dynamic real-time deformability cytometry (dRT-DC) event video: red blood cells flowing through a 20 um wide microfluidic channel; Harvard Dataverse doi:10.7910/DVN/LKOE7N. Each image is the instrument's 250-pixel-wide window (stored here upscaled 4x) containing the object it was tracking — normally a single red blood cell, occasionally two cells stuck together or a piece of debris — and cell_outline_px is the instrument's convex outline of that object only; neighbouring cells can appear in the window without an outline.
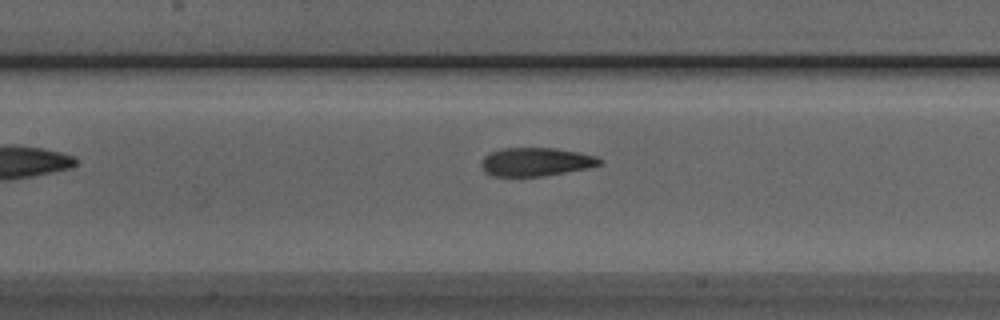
{"species": "Egyptian fruit bat (a non-hibernating species)", "species_latin": "Rousettus aegyptiacus", "temperature_condition": "room temperature", "stored_images_in_passage": 21, "camera_frame_rate_fps": 3000, "um_per_image_px": 0.085, "animal": {"sex": "male"}, "frame": {"image": 1, "passage_image": 8, "time_ms": 2.333, "image_size_px": [1000, 320], "cell_outline_px": [[604, 164], [588, 168], [544, 176], [492, 176], [484, 172], [480, 164], [480, 160], [484, 156], [492, 152], [504, 148], [556, 148], [580, 152], [596, 156], [604, 160]], "centroid_in_image_um": [45.58, 13.76], "position_along_channel_um": 161.8, "area_um2": 19.88}}
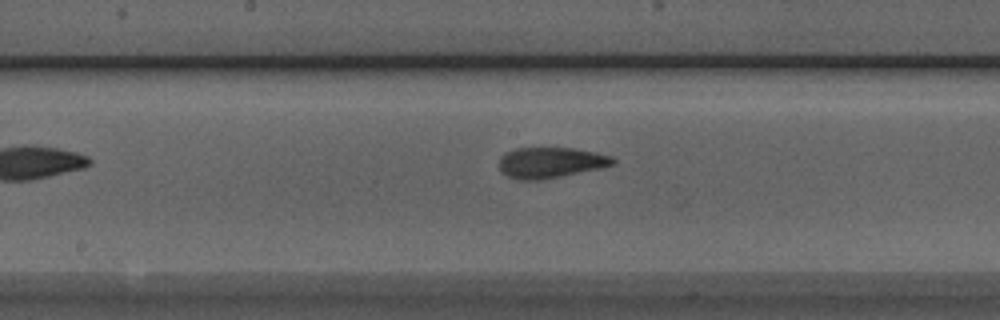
{"frame": {"image": 2, "passage_image": 11, "time_ms": 3.333, "image_size_px": [1000, 320], "cell_outline_px": [[616, 164], [600, 168], [540, 180], [520, 180], [508, 176], [500, 172], [500, 156], [504, 152], [516, 148], [572, 148], [596, 152], [612, 156], [616, 160]], "centroid_in_image_um": [46.79, 13.81], "position_along_channel_um": 201.4, "area_um2": 20.4}}
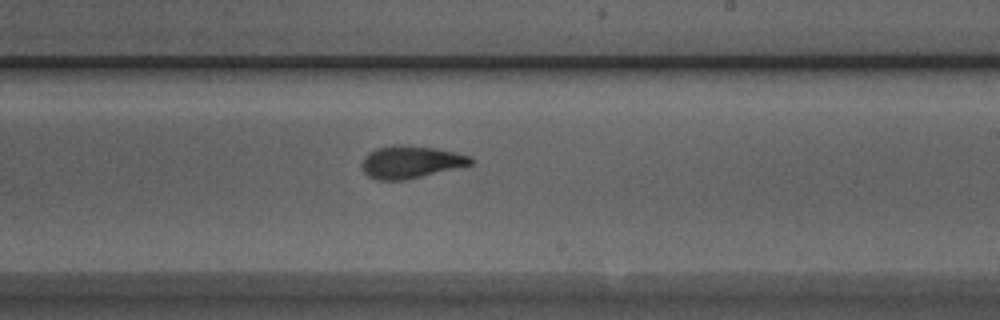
{"frame": {"image": 3, "passage_image": 15, "time_ms": 4.667, "image_size_px": [1000, 320], "cell_outline_px": [[472, 164], [404, 180], [376, 180], [368, 176], [364, 172], [360, 164], [364, 156], [368, 152], [376, 148], [392, 144], [400, 144], [436, 148], [456, 152], [472, 156]], "centroid_in_image_um": [34.86, 13.75], "position_along_channel_um": 254.1, "area_um2": 20.69}}